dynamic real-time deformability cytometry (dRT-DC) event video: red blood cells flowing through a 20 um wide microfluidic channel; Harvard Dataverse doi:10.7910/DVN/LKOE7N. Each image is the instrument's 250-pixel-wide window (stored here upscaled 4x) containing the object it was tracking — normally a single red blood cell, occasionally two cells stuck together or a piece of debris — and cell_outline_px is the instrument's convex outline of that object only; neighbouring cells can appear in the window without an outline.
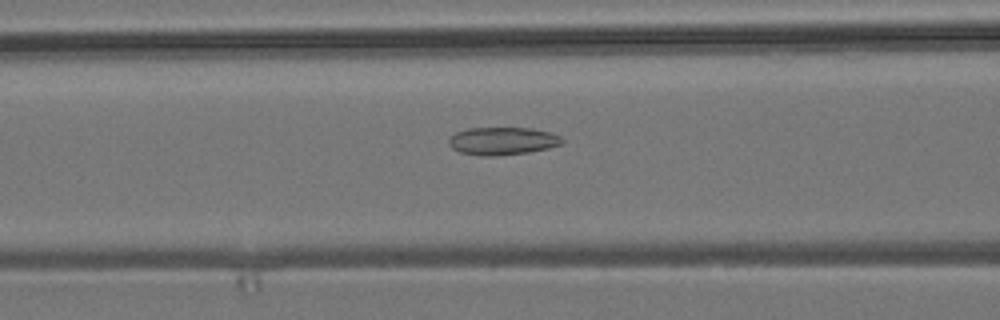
{"species": "common noctule bat (a hibernating species)", "species_latin": "Nyctalus noctula", "temperature_condition": "room temperature", "stored_images_in_passage": 54, "camera_frame_rate_fps": 3000, "um_per_image_px": 0.085, "animal": {"sex": "male", "body_mass_g": 19.2, "forearm_length_mm": 51.8}, "frame": {"image": 1, "passage_image": 22, "time_ms": 7.0, "image_size_px": [1000, 320], "cell_outline_px": [[564, 144], [548, 148], [528, 152], [496, 156], [480, 156], [460, 152], [452, 148], [448, 144], [448, 140], [456, 132], [468, 128], [532, 128], [552, 132], [560, 136], [564, 140]], "centroid_in_image_um": [42.74, 11.98], "position_along_channel_um": 123.9, "area_um2": 18.5}}
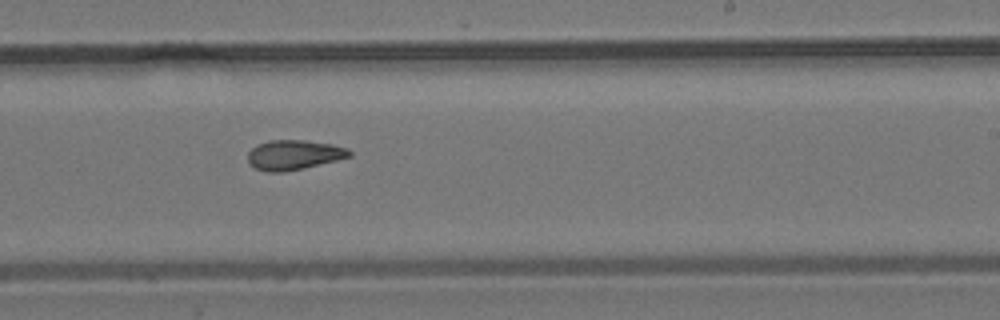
{"frame": {"image": 2, "passage_image": 33, "time_ms": 10.667, "image_size_px": [1000, 320], "cell_outline_px": [[352, 156], [304, 168], [284, 172], [268, 172], [256, 168], [248, 164], [248, 152], [256, 144], [268, 140], [304, 140], [332, 144], [348, 148], [352, 152]], "centroid_in_image_um": [24.96, 13.16], "position_along_channel_um": 264.0, "area_um2": 17.74}}
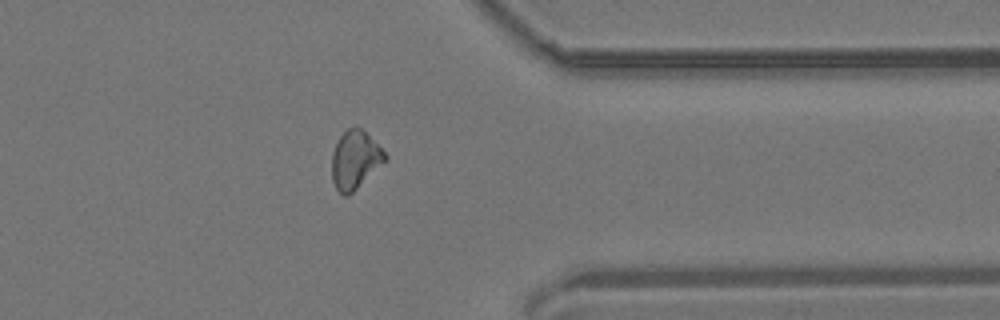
{"frame": {"image": 3, "passage_image": 43, "time_ms": 14.0, "image_size_px": [1000, 320], "cell_outline_px": [[388, 160], [348, 196], [344, 196], [336, 188], [332, 180], [332, 152], [340, 136], [348, 128], [360, 128], [388, 156]], "centroid_in_image_um": [30.18, 13.62], "position_along_channel_um": 381.2, "area_um2": 17.74}, "authors_computed_cell_mechanics": {"area_um2": 18.3226, "velocity_mm_per_s": 3.8267, "shape_relaxation_time_tau1_ms": null, "shape_relaxation_time_tau2_ms": 3.1581, "deformation_change_tau1": null, "deformation_change_tau2": 0.097}}